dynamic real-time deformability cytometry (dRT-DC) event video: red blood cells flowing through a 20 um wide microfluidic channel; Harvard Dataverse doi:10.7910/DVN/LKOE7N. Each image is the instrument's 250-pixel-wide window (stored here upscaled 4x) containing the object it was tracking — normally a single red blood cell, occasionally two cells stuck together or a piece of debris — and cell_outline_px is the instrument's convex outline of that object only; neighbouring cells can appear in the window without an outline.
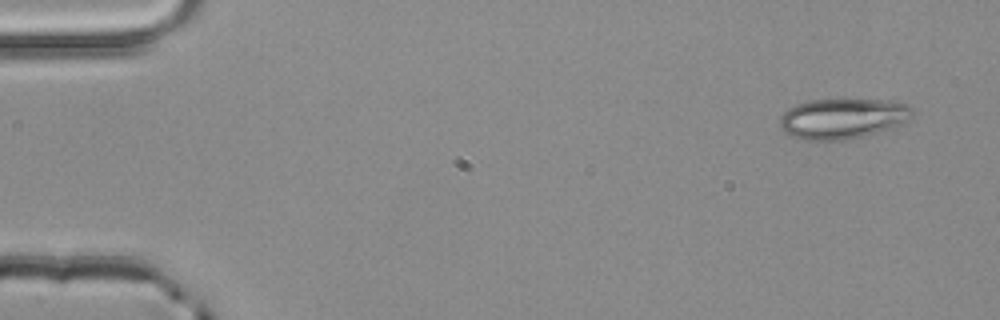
{"species": "common noctule bat (a hibernating species)", "species_latin": "Nyctalus noctula", "temperature_condition": "room temperature", "stored_images_in_passage": 4, "camera_frame_rate_fps": 3000, "um_per_image_px": 0.085, "animal": {"sex": "male", "body_mass_g": 20.4}, "frame": {"image": 1, "passage_image": 1, "time_ms": 0.0, "image_size_px": [1000, 320], "cell_outline_px": [[912, 116], [908, 120], [900, 124], [864, 136], [844, 140], [804, 140], [792, 136], [780, 128], [780, 116], [788, 108], [796, 104], [808, 100], [880, 100], [908, 104], [912, 108]], "centroid_in_image_um": [71.58, 10.08], "position_along_channel_um": 13.4, "area_um2": 30.92}}